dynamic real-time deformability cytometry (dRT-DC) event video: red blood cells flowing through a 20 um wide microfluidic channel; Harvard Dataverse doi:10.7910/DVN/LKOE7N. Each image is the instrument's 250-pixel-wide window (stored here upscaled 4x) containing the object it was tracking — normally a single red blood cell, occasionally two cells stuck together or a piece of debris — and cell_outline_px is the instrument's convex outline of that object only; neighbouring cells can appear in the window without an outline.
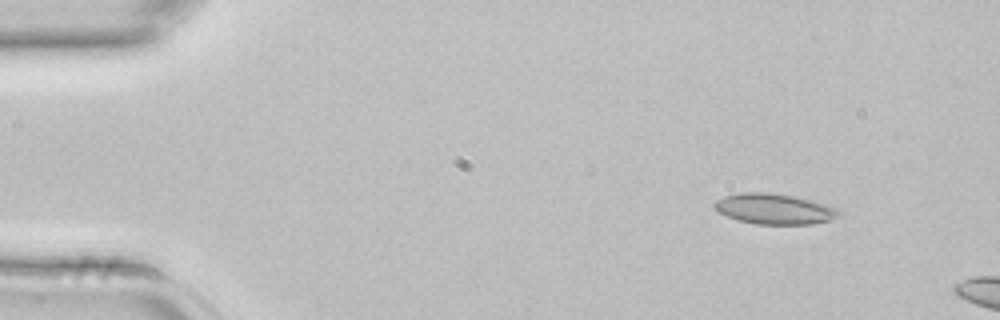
{"species": "common noctule bat (a hibernating species)", "species_latin": "Nyctalus noctula", "temperature_condition": "room temperature", "stored_images_in_passage": 2, "camera_frame_rate_fps": 3000, "um_per_image_px": 0.085, "animal": {"sex": "female", "body_mass_g": 22.7, "forearm_length_mm": 54.2}, "frame": {"image": 1, "passage_image": 1, "time_ms": 0.0, "image_size_px": [1000, 320], "cell_outline_px": [[840, 216], [828, 220], [812, 224], [756, 224], [736, 220], [720, 212], [712, 204], [716, 200], [724, 196], [740, 192], [768, 192], [792, 196], [812, 200], [836, 208], [840, 212]], "centroid_in_image_um": [65.79, 17.75], "position_along_channel_um": 19.2, "area_um2": 22.02}}